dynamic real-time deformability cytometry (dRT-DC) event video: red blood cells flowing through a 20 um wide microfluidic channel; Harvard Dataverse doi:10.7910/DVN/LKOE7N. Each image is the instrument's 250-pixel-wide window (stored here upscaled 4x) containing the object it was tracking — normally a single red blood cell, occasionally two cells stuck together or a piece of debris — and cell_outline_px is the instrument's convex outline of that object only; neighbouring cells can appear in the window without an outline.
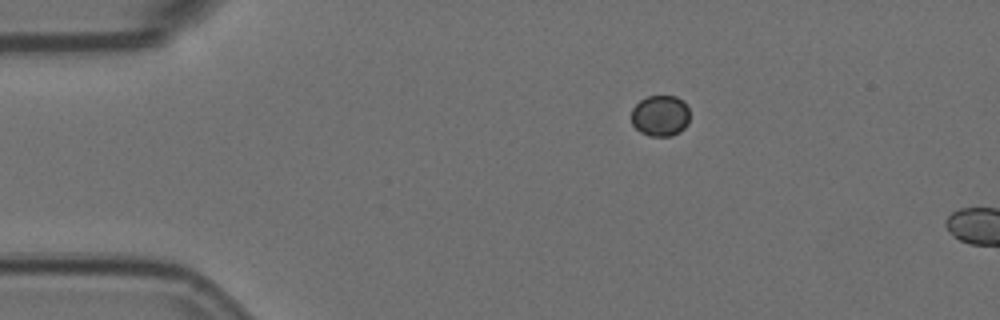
{"species": "Egyptian fruit bat (a non-hibernating species)", "species_latin": "Rousettus aegyptiacus", "temperature_condition": "room temperature", "stored_images_in_passage": 2, "camera_frame_rate_fps": 3000, "um_per_image_px": 0.085, "animal": {"sex": "female"}, "frame": {"image": 1, "passage_image": 1, "time_ms": 0.0, "image_size_px": [1000, 320], "cell_outline_px": [[688, 124], [680, 132], [672, 136], [652, 136], [640, 132], [632, 124], [632, 108], [640, 100], [648, 96], [676, 96], [684, 100], [688, 108]], "centroid_in_image_um": [56.13, 9.83], "position_along_channel_um": 28.9, "area_um2": 14.05}}